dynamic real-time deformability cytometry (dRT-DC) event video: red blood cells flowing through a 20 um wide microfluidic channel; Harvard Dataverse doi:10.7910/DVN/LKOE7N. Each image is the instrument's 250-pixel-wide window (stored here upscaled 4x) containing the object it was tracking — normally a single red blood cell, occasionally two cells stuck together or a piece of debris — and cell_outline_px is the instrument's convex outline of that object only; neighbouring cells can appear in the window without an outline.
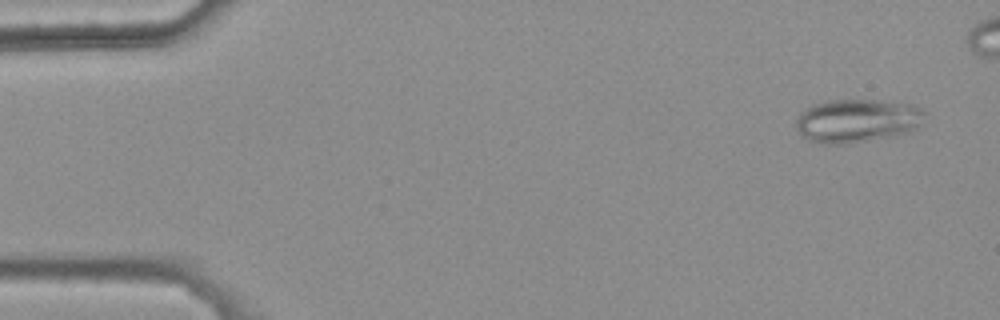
{"species": "common noctule bat (a hibernating species)", "species_latin": "Nyctalus noctula", "temperature_condition": "warm", "stored_images_in_passage": 48, "camera_frame_rate_fps": 3000, "um_per_image_px": 0.085, "animal": {"sex": "female", "body_mass_g": 25.1}, "frame": {"image": 1, "passage_image": 3, "time_ms": 0.667, "image_size_px": [1000, 320], "cell_outline_px": [[928, 112], [920, 124], [912, 132], [896, 136], [848, 144], [820, 144], [808, 140], [800, 136], [796, 128], [796, 120], [800, 112], [816, 104], [828, 100], [880, 100], [912, 104], [924, 108]], "centroid_in_image_um": [72.9, 10.27], "position_along_channel_um": 12.1, "area_um2": 33.29}}
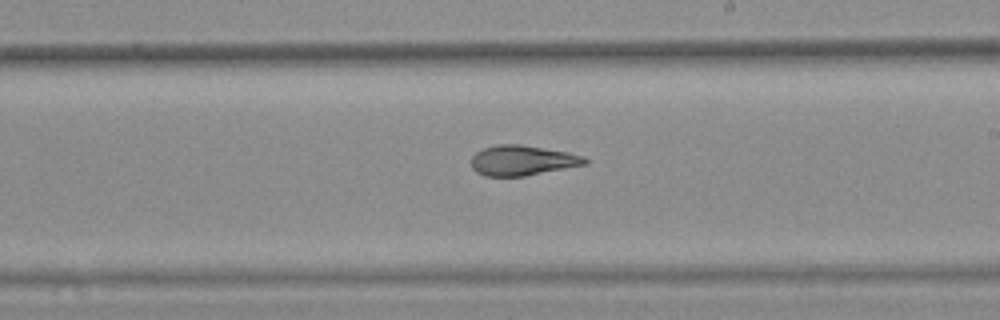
{"frame": {"image": 2, "passage_image": 31, "time_ms": 10.0, "image_size_px": [1000, 320], "cell_outline_px": [[588, 164], [524, 176], [484, 176], [476, 172], [472, 168], [472, 156], [476, 152], [484, 148], [500, 144], [520, 144], [568, 152], [584, 156], [588, 160]], "centroid_in_image_um": [44.41, 13.64], "position_along_channel_um": 244.6, "area_um2": 19.94}}
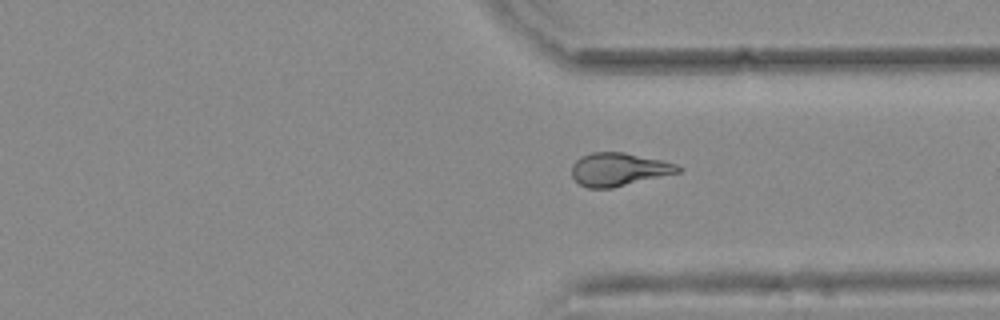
{"frame": {"image": 3, "passage_image": 40, "time_ms": 13.0, "image_size_px": [1000, 320], "cell_outline_px": [[684, 168], [680, 172], [612, 188], [588, 188], [580, 184], [572, 176], [572, 164], [580, 156], [592, 152], [624, 152], [660, 160], [676, 164]], "centroid_in_image_um": [52.58, 14.39], "position_along_channel_um": 358.8, "area_um2": 20.46}, "authors_computed_cell_mechanics": {"area_um2": 20.7502, "velocity_mm_per_s": 3.7892, "shape_relaxation_time_tau1_ms": null, "shape_relaxation_time_tau2_ms": 2.8231, "deformation_change_tau1": null, "deformation_change_tau2": 0.093}}